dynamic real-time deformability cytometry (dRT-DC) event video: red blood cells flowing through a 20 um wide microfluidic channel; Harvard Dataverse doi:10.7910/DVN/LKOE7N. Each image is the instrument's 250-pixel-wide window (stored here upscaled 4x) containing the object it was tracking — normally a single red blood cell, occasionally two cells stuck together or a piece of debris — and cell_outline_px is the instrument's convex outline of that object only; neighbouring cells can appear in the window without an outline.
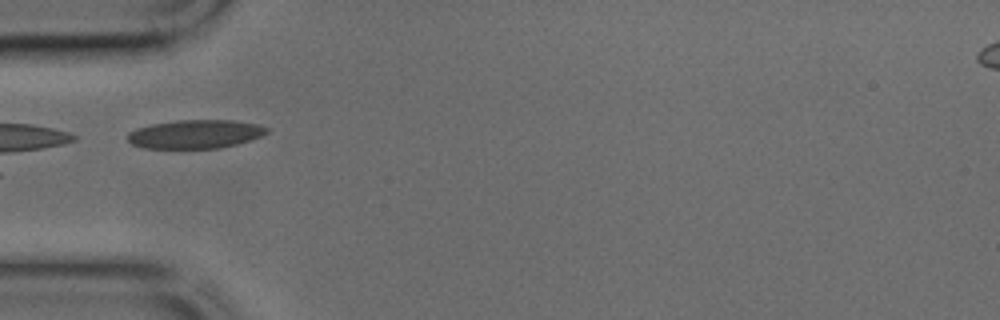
{"species": "common noctule bat (a hibernating species)", "species_latin": "Nyctalus noctula", "temperature_condition": "cold", "stored_images_in_passage": 29, "camera_frame_rate_fps": 3000, "um_per_image_px": 0.085, "animal": {"sex": "male", "body_mass_g": 17.9, "forearm_length_mm": 54.2}, "frame": {"image": 1, "passage_image": 1, "time_ms": 0.0, "image_size_px": [1000, 320], "cell_outline_px": [[268, 132], [252, 140], [220, 148], [144, 148], [132, 144], [128, 140], [128, 132], [136, 128], [152, 124], [176, 120], [236, 120], [260, 124], [268, 128]], "centroid_in_image_um": [16.62, 11.39], "position_along_channel_um": 68.4, "area_um2": 23.35}}